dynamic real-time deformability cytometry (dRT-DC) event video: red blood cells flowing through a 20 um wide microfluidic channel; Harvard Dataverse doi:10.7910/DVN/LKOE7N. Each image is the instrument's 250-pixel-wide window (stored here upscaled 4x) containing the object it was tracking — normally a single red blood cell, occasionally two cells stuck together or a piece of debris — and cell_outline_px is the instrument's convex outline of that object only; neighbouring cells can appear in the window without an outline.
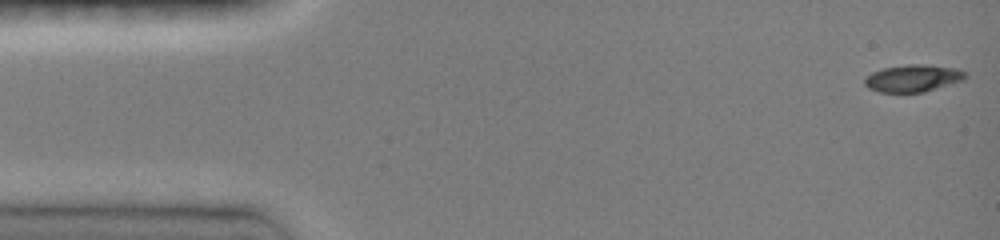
{"species": "common noctule bat (a hibernating species)", "species_latin": "Nyctalus noctula", "temperature_condition": "room temperature", "stored_images_in_passage": 5, "camera_frame_rate_fps": 3000, "um_per_image_px": 0.085, "animal": {"sex": "female", "body_mass_g": 19.0, "forearm_length_mm": 51.5}, "frame": {"image": 1, "passage_image": 1, "time_ms": 0.0, "image_size_px": [1000, 240], "cell_outline_px": [[968, 76], [964, 80], [924, 92], [880, 92], [868, 88], [864, 84], [864, 80], [872, 72], [884, 68], [908, 64], [924, 64], [956, 68], [964, 72]], "centroid_in_image_um": [77.62, 6.65], "position_along_channel_um": 7.4, "area_um2": 15.9}}
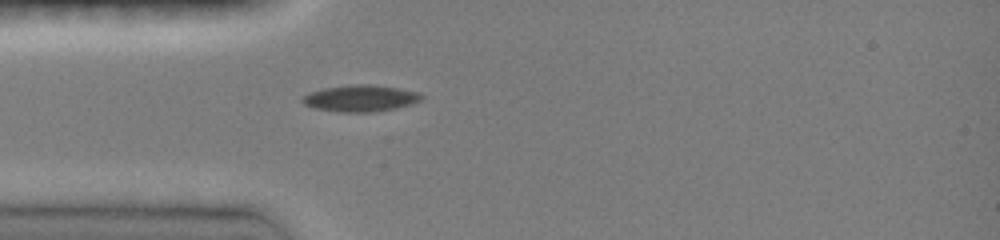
{"frame": {"image": 2, "passage_image": 5, "time_ms": 4.0, "image_size_px": [1000, 240], "cell_outline_px": [[424, 96], [420, 100], [396, 108], [368, 112], [340, 112], [312, 108], [304, 104], [300, 100], [304, 96], [312, 92], [324, 88], [348, 84], [368, 84], [396, 88], [416, 92]], "centroid_in_image_um": [30.58, 8.35], "position_along_channel_um": 54.4, "area_um2": 18.15}}